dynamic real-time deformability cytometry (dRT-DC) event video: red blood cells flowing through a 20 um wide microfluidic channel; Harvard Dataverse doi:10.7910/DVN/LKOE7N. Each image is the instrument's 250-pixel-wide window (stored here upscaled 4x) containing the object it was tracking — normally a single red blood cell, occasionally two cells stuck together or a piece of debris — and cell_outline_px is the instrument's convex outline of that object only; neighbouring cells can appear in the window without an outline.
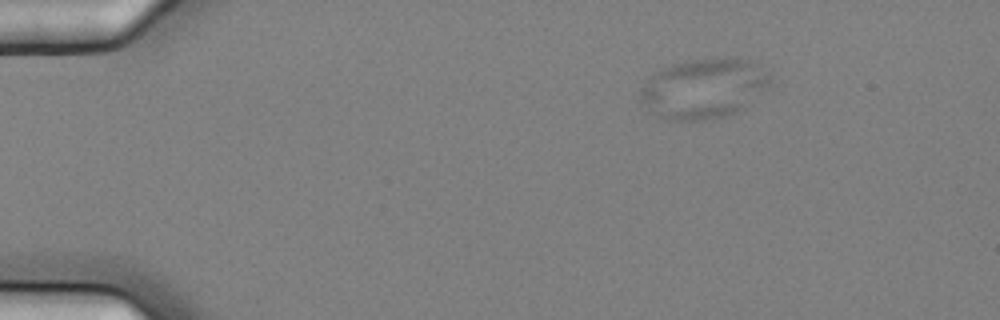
{"species": "common noctule bat (a hibernating species)", "species_latin": "Nyctalus noctula", "temperature_condition": "cold", "stored_images_in_passage": 5, "camera_frame_rate_fps": 3000, "um_per_image_px": 0.085, "animal": {"sex": "female", "body_mass_g": 25.1}, "frame": {"image": 1, "passage_image": 3, "time_ms": 0.667, "image_size_px": [1000, 320], "cell_outline_px": [[768, 84], [744, 108], [736, 112], [724, 116], [704, 120], [668, 120], [660, 116], [640, 96], [640, 88], [648, 76], [672, 64], [688, 60], [728, 56], [748, 60], [756, 64], [768, 76]], "centroid_in_image_um": [59.8, 7.49], "position_along_channel_um": 25.2, "area_um2": 44.45}}
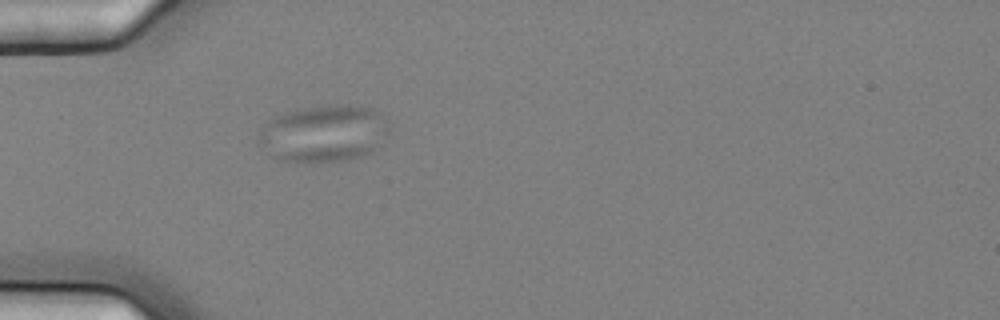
{"frame": {"image": 2, "passage_image": 5, "time_ms": 1.333, "image_size_px": [1000, 320], "cell_outline_px": [[388, 132], [380, 144], [368, 152], [360, 156], [344, 160], [320, 164], [276, 160], [256, 140], [268, 124], [276, 116], [296, 108], [328, 104], [348, 104], [372, 108], [388, 116]], "centroid_in_image_um": [27.56, 11.34], "position_along_channel_um": 57.4, "area_um2": 43.81}}